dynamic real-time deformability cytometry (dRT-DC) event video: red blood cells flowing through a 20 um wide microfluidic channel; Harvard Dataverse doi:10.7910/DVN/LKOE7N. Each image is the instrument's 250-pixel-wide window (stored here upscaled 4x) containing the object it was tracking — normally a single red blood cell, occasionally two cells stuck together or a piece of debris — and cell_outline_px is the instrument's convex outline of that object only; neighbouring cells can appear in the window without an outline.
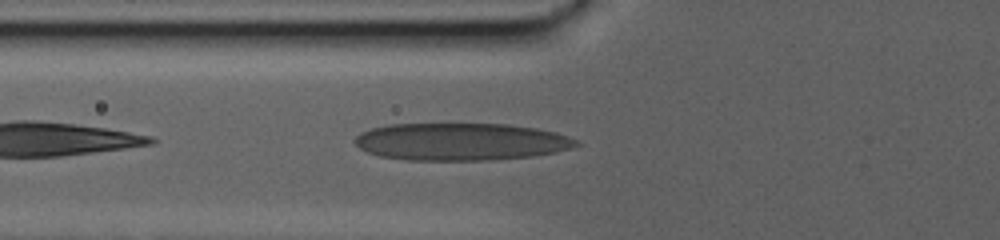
{"species": "human", "species_latin": "Homo sapiens", "temperature_condition": "warm", "stored_images_in_passage": 23, "camera_frame_rate_fps": 3000, "um_per_image_px": 0.085, "donor": {"sex": "male"}, "frame": {"image": 1, "passage_image": 6, "time_ms": 1.667, "image_size_px": [1000, 240], "cell_outline_px": [[580, 144], [556, 152], [532, 156], [492, 160], [408, 160], [380, 156], [368, 152], [360, 148], [352, 140], [360, 132], [372, 128], [388, 124], [508, 124], [536, 128], [556, 132], [576, 140]], "centroid_in_image_um": [39.14, 12.04], "position_along_channel_um": 86.7, "area_um2": 48.21}}
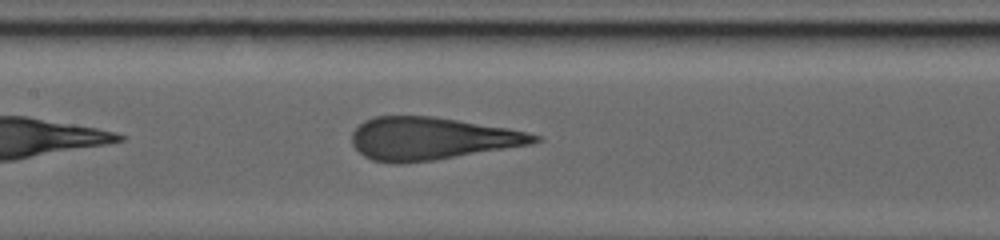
{"frame": {"image": 2, "passage_image": 17, "time_ms": 5.333, "image_size_px": [1000, 240], "cell_outline_px": [[544, 140], [528, 144], [432, 160], [400, 164], [392, 164], [372, 160], [364, 156], [352, 144], [352, 132], [364, 120], [376, 116], [432, 116], [508, 128], [540, 136]], "centroid_in_image_um": [36.61, 11.77], "position_along_channel_um": 170.8, "area_um2": 44.74}}
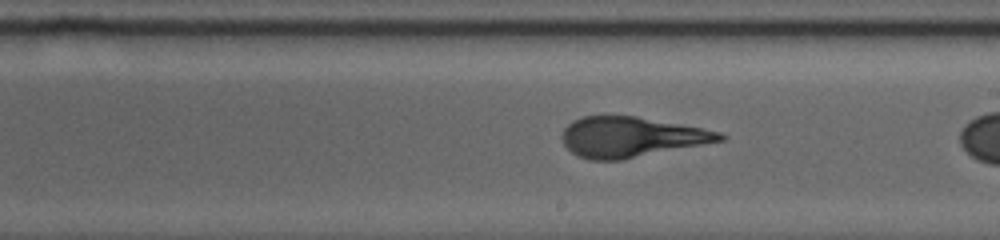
{"frame": {"image": 3, "passage_image": 21, "time_ms": 6.667, "image_size_px": [1000, 240], "cell_outline_px": [[728, 136], [724, 140], [624, 160], [592, 160], [580, 156], [572, 152], [564, 144], [560, 136], [564, 128], [572, 120], [584, 116], [636, 116], [700, 128], [720, 132]], "centroid_in_image_um": [53.62, 11.65], "position_along_channel_um": 235.4, "area_um2": 36.82}}